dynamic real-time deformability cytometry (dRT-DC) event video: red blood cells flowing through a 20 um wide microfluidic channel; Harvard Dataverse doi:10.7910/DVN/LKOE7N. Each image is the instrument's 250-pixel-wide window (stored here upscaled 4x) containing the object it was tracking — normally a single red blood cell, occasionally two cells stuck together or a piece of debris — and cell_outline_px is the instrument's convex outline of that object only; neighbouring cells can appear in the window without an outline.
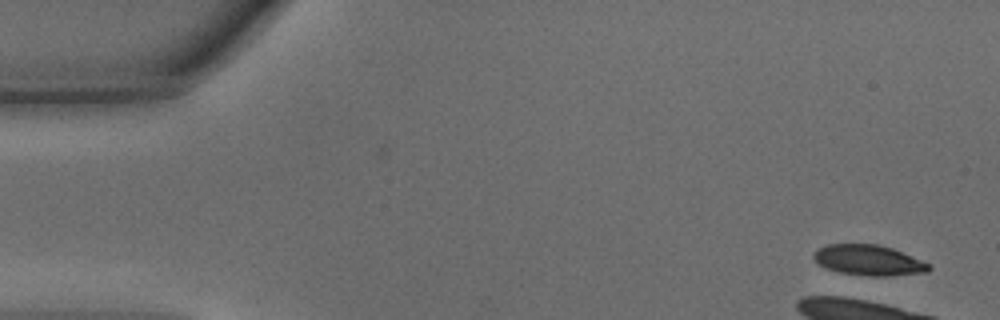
{"species": "common noctule bat (a hibernating species)", "species_latin": "Nyctalus noctula", "temperature_condition": "warm", "stored_images_in_passage": 4, "camera_frame_rate_fps": 3000, "um_per_image_px": 0.085, "animal": {"sex": "male", "body_mass_g": 15.6}, "frame": {"image": 1, "passage_image": 1, "time_ms": 0.0, "image_size_px": [1000, 320], "cell_outline_px": [[932, 268], [928, 272], [888, 276], [868, 276], [840, 272], [828, 268], [820, 264], [812, 256], [824, 244], [876, 244], [892, 248], [920, 260], [928, 264]], "centroid_in_image_um": [73.84, 22.12], "position_along_channel_um": 11.2, "area_um2": 20.11}}